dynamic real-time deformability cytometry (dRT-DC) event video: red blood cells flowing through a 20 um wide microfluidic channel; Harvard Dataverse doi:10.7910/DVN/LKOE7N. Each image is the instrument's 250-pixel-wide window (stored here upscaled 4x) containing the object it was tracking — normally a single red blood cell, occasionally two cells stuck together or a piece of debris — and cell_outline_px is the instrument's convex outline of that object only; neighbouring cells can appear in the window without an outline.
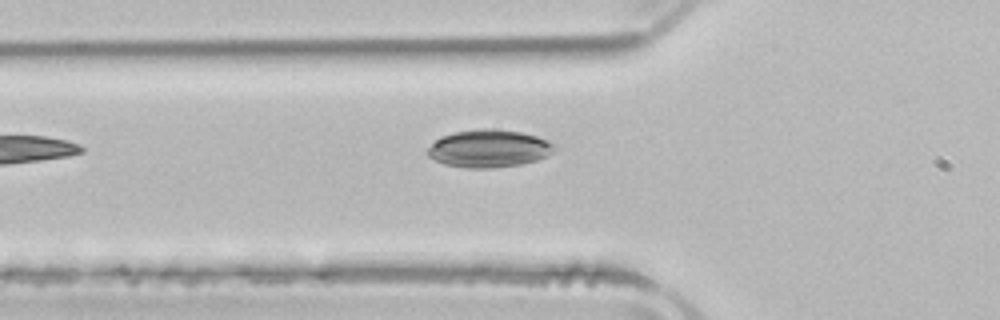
{"species": "common noctule bat (a hibernating species)", "species_latin": "Nyctalus noctula", "temperature_condition": "room temperature", "stored_images_in_passage": 3, "camera_frame_rate_fps": 3000, "um_per_image_px": 0.085, "animal": {"sex": "male", "body_mass_g": 21.5, "forearm_length_mm": 52.0}, "frame": {"image": 1, "passage_image": 3, "time_ms": 3.667, "image_size_px": [1000, 320], "cell_outline_px": [[556, 148], [552, 152], [536, 160], [520, 164], [492, 168], [464, 168], [444, 164], [428, 156], [428, 148], [440, 136], [456, 132], [480, 128], [496, 128], [520, 132], [536, 136], [552, 144]], "centroid_in_image_um": [41.51, 12.62], "position_along_channel_um": 84.3, "area_um2": 27.57}}